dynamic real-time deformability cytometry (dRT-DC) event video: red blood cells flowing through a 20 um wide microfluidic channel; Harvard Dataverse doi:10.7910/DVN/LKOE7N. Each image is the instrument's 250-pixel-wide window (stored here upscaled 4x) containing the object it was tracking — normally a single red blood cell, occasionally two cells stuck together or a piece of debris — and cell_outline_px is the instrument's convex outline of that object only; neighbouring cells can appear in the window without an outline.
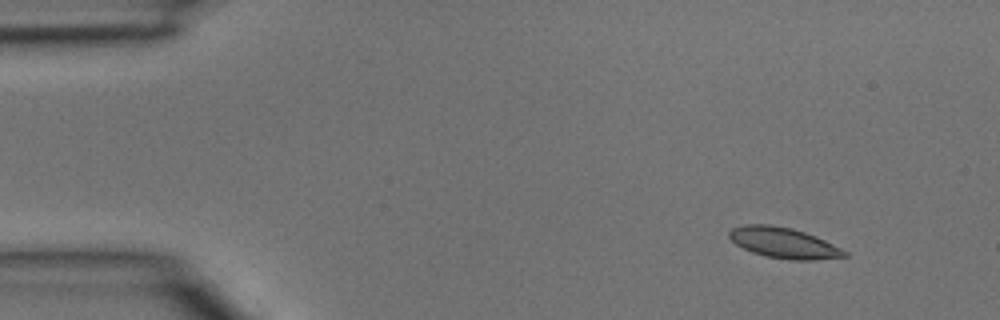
{"species": "common noctule bat (a hibernating species)", "species_latin": "Nyctalus noctula", "temperature_condition": "room temperature", "stored_images_in_passage": 3, "camera_frame_rate_fps": 3000, "um_per_image_px": 0.085, "animal": {"sex": "male", "body_mass_g": 15.6}, "frame": {"image": 1, "passage_image": 1, "time_ms": 0.0, "image_size_px": [1000, 320], "cell_outline_px": [[848, 256], [812, 260], [792, 260], [764, 256], [752, 252], [736, 244], [728, 236], [728, 232], [732, 228], [744, 224], [772, 224], [792, 228], [816, 236], [848, 252]], "centroid_in_image_um": [66.59, 20.63], "position_along_channel_um": 18.4, "area_um2": 20.58}}
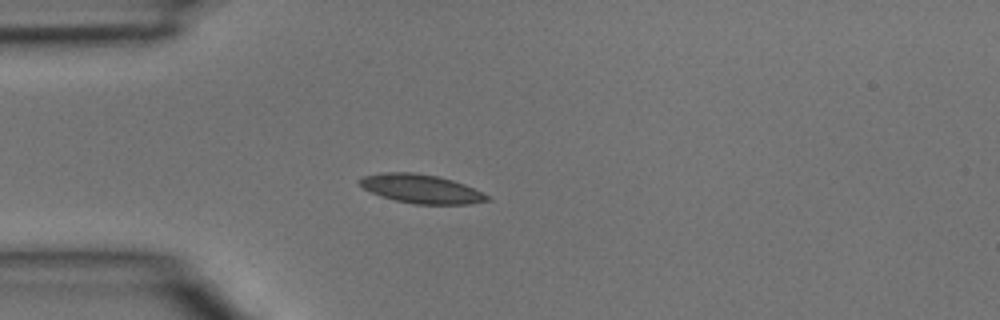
{"frame": {"image": 2, "passage_image": 3, "time_ms": 0.667, "image_size_px": [1000, 320], "cell_outline_px": [[492, 200], [472, 204], [416, 204], [396, 200], [380, 196], [364, 188], [356, 180], [364, 176], [380, 172], [412, 172], [436, 176], [452, 180], [464, 184], [488, 196]], "centroid_in_image_um": [35.78, 16.05], "position_along_channel_um": 49.2, "area_um2": 21.27}}